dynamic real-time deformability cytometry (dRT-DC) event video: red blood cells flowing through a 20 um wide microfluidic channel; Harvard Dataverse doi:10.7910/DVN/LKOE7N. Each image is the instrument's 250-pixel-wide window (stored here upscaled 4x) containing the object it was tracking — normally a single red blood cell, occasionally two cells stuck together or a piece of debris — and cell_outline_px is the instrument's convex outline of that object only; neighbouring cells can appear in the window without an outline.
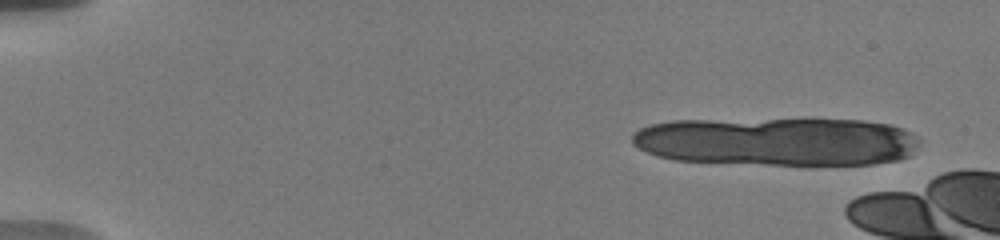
{"species": "human", "species_latin": "Homo sapiens", "temperature_condition": "warm", "stored_images_in_passage": 2, "camera_frame_rate_fps": 3000, "um_per_image_px": 0.085, "donor": {"sex": "male"}, "frame": {"image": 1, "passage_image": 1, "time_ms": 0.0, "image_size_px": [1000, 240], "cell_outline_px": [[896, 156], [876, 160], [860, 160], [652, 128], [668, 124], [784, 120], [824, 120], [872, 124], [888, 128], [896, 144]], "centroid_in_image_um": [68.22, 11.59], "position_along_channel_um": 16.8, "area_um2": 41.5}}